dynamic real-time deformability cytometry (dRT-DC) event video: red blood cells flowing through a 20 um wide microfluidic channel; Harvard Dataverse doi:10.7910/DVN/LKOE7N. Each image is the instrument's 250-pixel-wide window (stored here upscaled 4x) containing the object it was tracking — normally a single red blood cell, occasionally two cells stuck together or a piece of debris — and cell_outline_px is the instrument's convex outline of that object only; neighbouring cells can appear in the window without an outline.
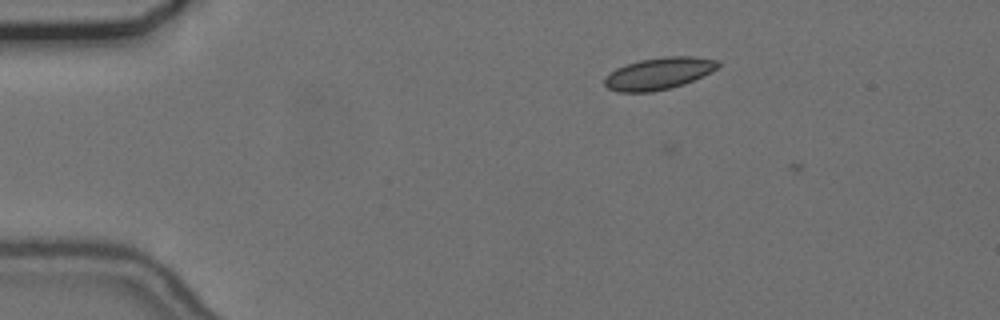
{"species": "common noctule bat (a hibernating species)", "species_latin": "Nyctalus noctula", "temperature_condition": "cold", "stored_images_in_passage": 9, "camera_frame_rate_fps": 3000, "um_per_image_px": 0.085, "animal": {"sex": "female", "body_mass_g": 24.6, "forearm_length_mm": 56.2}, "frame": {"image": 1, "passage_image": 8, "time_ms": 2.333, "image_size_px": [1000, 320], "cell_outline_px": [[720, 64], [716, 68], [684, 84], [652, 92], [620, 92], [608, 88], [604, 84], [604, 76], [616, 68], [640, 60], [664, 56], [692, 56], [720, 60]], "centroid_in_image_um": [55.96, 6.24], "position_along_channel_um": 29.0, "area_um2": 20.92}}